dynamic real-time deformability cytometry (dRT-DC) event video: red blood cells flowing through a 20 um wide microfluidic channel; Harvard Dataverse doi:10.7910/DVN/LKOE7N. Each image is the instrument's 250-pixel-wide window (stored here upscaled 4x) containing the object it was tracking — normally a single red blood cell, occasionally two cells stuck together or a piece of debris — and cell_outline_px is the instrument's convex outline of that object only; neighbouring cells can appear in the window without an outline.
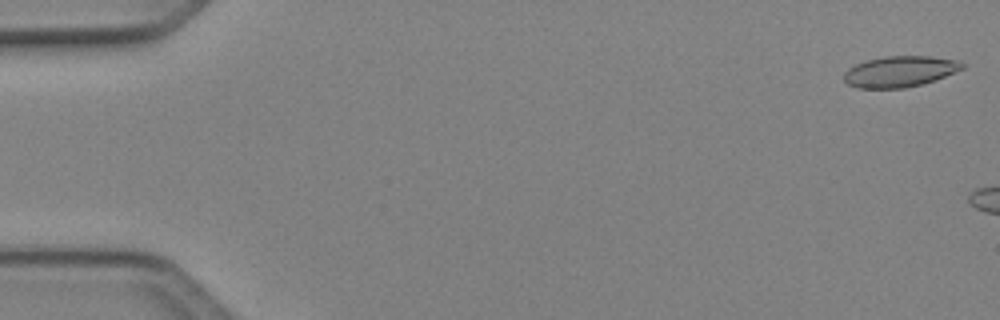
{"species": "Egyptian fruit bat (a non-hibernating species)", "species_latin": "Rousettus aegyptiacus", "temperature_condition": "cold", "stored_images_in_passage": 5, "camera_frame_rate_fps": 3000, "um_per_image_px": 0.085, "animal": {"sex": "female"}, "frame": {"image": 1, "passage_image": 1, "time_ms": 0.0, "image_size_px": [1000, 320], "cell_outline_px": [[964, 68], [936, 80], [904, 88], [856, 88], [848, 84], [844, 80], [844, 72], [848, 68], [864, 60], [884, 56], [932, 56], [956, 60], [964, 64]], "centroid_in_image_um": [76.46, 6.07], "position_along_channel_um": 8.5, "area_um2": 21.39}}